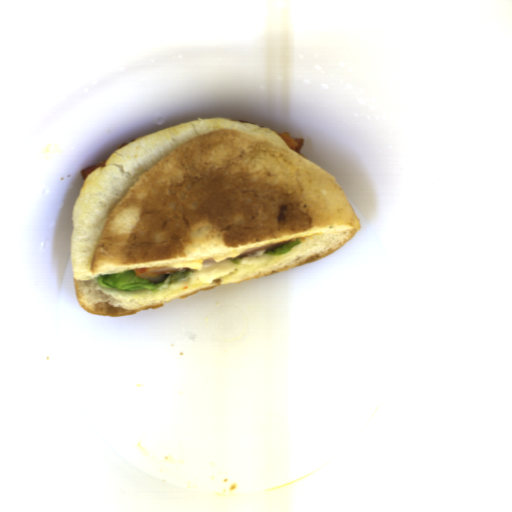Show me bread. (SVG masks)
I'll list each match as a JSON object with an SVG mask.
<instances>
[{"mask_svg":"<svg viewBox=\"0 0 512 512\" xmlns=\"http://www.w3.org/2000/svg\"><path fill=\"white\" fill-rule=\"evenodd\" d=\"M359 229L333 174L274 131L207 117L135 139L89 172L72 212L70 264L82 309L125 317L316 260ZM293 238L301 245L287 255L228 260ZM158 266L194 273L156 294L96 284L103 273Z\"/></svg>","mask_w":512,"mask_h":512,"instance_id":"8d2b1439","label":"bread"}]
</instances>
